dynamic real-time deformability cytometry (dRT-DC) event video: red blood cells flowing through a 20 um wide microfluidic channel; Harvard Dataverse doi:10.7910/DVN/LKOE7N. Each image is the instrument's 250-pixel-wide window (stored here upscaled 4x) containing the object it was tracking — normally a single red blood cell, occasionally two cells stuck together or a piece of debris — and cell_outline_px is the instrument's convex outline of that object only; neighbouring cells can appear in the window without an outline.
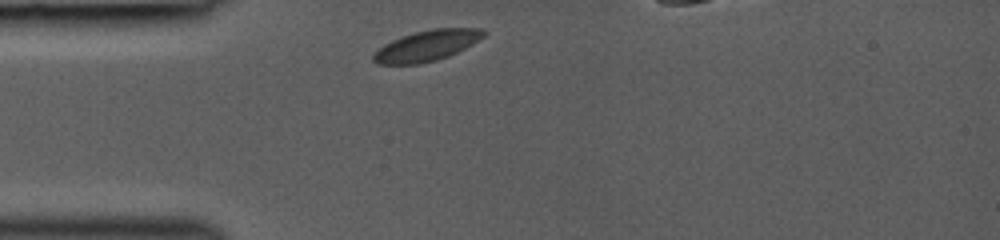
{"species": "common noctule bat (a hibernating species)", "species_latin": "Nyctalus noctula", "temperature_condition": "room temperature", "stored_images_in_passage": 6, "camera_frame_rate_fps": 3000, "um_per_image_px": 0.085, "animal": {"sex": "female", "body_mass_g": 19.0, "forearm_length_mm": 53.3}, "frame": {"image": 1, "passage_image": 1, "time_ms": 0.0, "image_size_px": [1000, 240], "cell_outline_px": [[488, 32], [484, 36], [472, 44], [448, 56], [436, 60], [420, 64], [376, 64], [372, 60], [372, 56], [384, 44], [392, 40], [416, 32], [432, 28], [480, 28]], "centroid_in_image_um": [36.29, 3.88], "position_along_channel_um": 48.7, "area_um2": 19.54}}
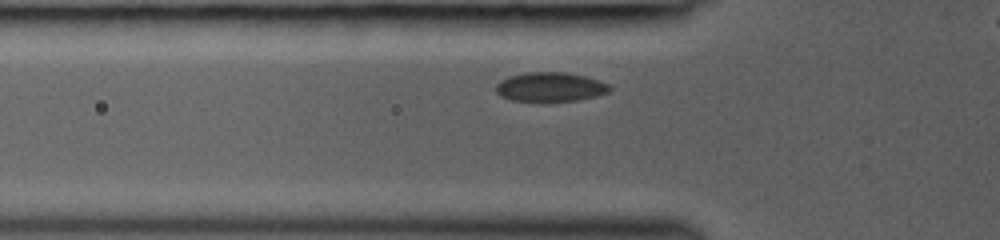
{"frame": {"image": 2, "passage_image": 4, "time_ms": 1.0, "image_size_px": [1000, 240], "cell_outline_px": [[612, 88], [608, 92], [596, 96], [576, 100], [540, 104], [512, 100], [500, 96], [496, 92], [496, 84], [500, 80], [508, 76], [524, 72], [568, 72], [600, 80], [608, 84]], "centroid_in_image_um": [46.73, 7.42], "position_along_channel_um": 79.1, "area_um2": 20.17}}